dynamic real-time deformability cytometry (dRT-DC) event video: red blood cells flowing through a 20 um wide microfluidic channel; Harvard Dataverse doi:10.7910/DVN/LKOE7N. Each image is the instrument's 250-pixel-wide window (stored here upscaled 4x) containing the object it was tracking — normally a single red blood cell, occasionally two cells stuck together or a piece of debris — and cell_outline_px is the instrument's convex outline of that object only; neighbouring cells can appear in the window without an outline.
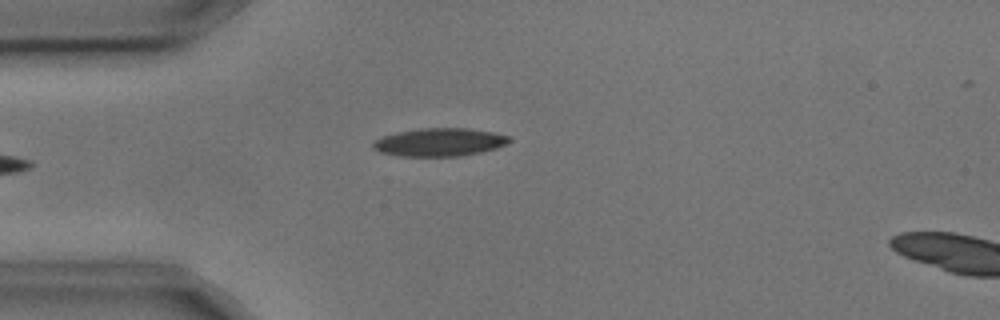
{"species": "common noctule bat (a hibernating species)", "species_latin": "Nyctalus noctula", "temperature_condition": "cold", "stored_images_in_passage": 5, "camera_frame_rate_fps": 3000, "um_per_image_px": 0.085, "animal": {"sex": "male", "body_mass_g": 17.9, "forearm_length_mm": 54.2}, "frame": {"image": 1, "passage_image": 5, "time_ms": 1.333, "image_size_px": [1000, 320], "cell_outline_px": [[512, 140], [496, 148], [480, 152], [460, 156], [400, 156], [380, 152], [372, 148], [372, 144], [376, 140], [384, 136], [396, 132], [420, 128], [468, 128], [496, 132], [508, 136]], "centroid_in_image_um": [37.36, 12.08], "position_along_channel_um": 47.6, "area_um2": 22.25}}